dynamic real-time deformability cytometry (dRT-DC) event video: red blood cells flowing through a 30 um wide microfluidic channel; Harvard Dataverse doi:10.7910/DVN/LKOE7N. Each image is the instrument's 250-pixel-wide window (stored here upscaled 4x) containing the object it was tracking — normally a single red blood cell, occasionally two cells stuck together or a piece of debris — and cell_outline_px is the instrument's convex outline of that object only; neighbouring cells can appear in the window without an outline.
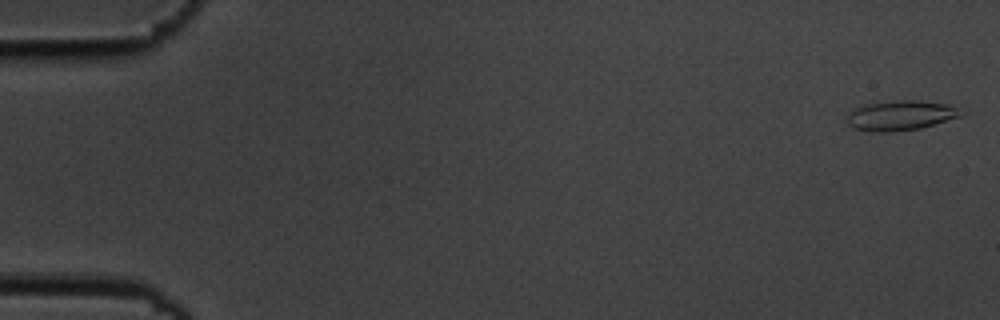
{"species": "common noctule bat (a hibernating species)", "species_latin": "Nyctalus noctula", "temperature_condition": "cold", "stored_images_in_passage": 55, "camera_frame_rate_fps": 3000, "um_per_image_px": 0.085, "animal": {"sex": "male", "body_mass_g": 19.5, "forearm_length_mm": 54.6}, "frame": {"image": 1, "passage_image": 1, "time_ms": 0.0, "image_size_px": [1000, 320], "cell_outline_px": [[968, 112], [960, 116], [920, 128], [892, 132], [872, 132], [856, 128], [848, 124], [848, 112], [852, 108], [864, 104], [896, 100], [920, 100], [948, 104]], "centroid_in_image_um": [76.56, 9.8], "position_along_channel_um": 8.4, "area_um2": 20.0}}
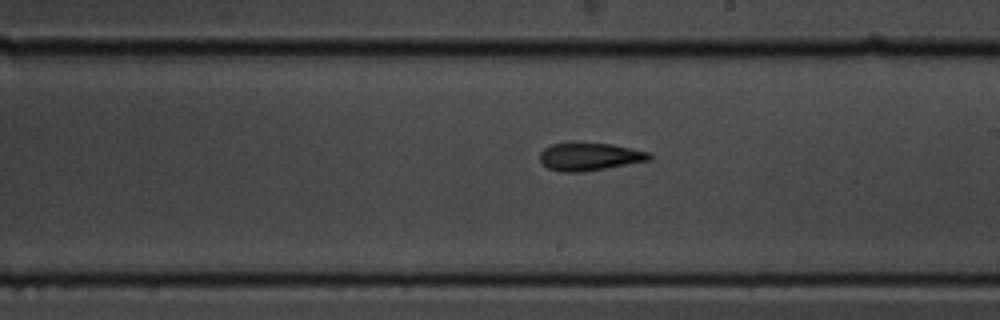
{"frame": {"image": 2, "passage_image": 32, "time_ms": 10.333, "image_size_px": [1000, 320], "cell_outline_px": [[652, 160], [580, 172], [560, 172], [548, 168], [540, 160], [540, 152], [544, 148], [552, 144], [612, 144], [632, 148], [648, 152], [652, 156]], "centroid_in_image_um": [50.13, 13.33], "position_along_channel_um": 238.9, "area_um2": 17.34}}
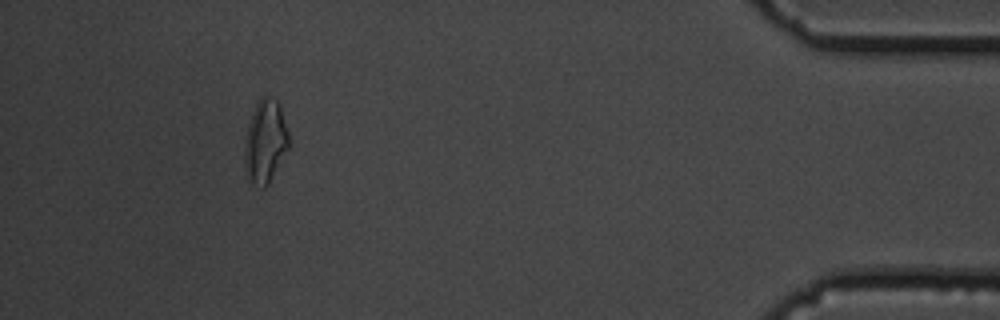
{"frame": {"image": 3, "passage_image": 51, "time_ms": 16.667, "image_size_px": [1000, 320], "cell_outline_px": [[288, 148], [268, 184], [264, 188], [252, 184], [244, 168], [244, 136], [252, 112], [260, 96], [268, 96], [276, 100], [280, 104], [288, 132]], "centroid_in_image_um": [22.52, 12.0], "position_along_channel_um": 412.7, "area_um2": 21.5}, "authors_computed_cell_mechanics": {"area_um2": 18.3226, "velocity_mm_per_s": 3.6368, "shape_relaxation_time_tau1_ms": 6.2748, "shape_relaxation_time_tau2_ms": 3.0286, "deformation_change_tau1": 0.1794, "deformation_change_tau2": 0.1136}}